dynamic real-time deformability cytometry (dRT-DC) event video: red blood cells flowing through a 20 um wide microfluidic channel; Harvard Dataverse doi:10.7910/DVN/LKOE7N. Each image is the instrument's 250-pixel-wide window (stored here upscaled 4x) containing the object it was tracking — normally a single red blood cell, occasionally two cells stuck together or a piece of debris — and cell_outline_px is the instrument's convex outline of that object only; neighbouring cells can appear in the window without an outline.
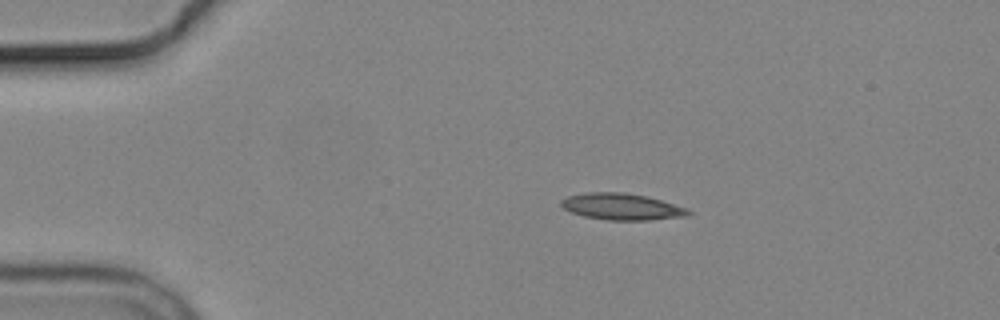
{"species": "common noctule bat (a hibernating species)", "species_latin": "Nyctalus noctula", "temperature_condition": "cold", "stored_images_in_passage": 8, "camera_frame_rate_fps": 3000, "um_per_image_px": 0.085, "animal": {"sex": "male", "body_mass_g": 19.2, "forearm_length_mm": 51.8}, "frame": {"image": 1, "passage_image": 3, "time_ms": 2.333, "image_size_px": [1000, 320], "cell_outline_px": [[692, 212], [688, 216], [648, 220], [608, 220], [584, 216], [572, 212], [564, 208], [560, 204], [560, 200], [568, 196], [584, 192], [624, 192], [648, 196], [688, 208]], "centroid_in_image_um": [52.87, 17.56], "position_along_channel_um": 32.1, "area_um2": 19.77}}
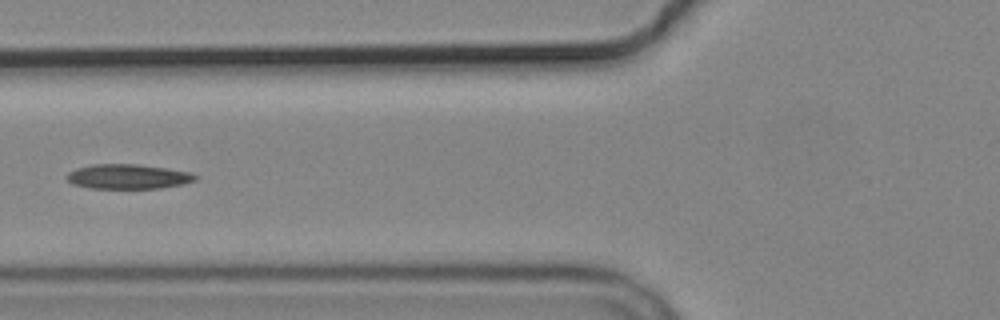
{"frame": {"image": 2, "passage_image": 6, "time_ms": 6.0, "image_size_px": [1000, 320], "cell_outline_px": [[196, 180], [180, 184], [160, 188], [92, 188], [72, 184], [68, 180], [68, 172], [76, 168], [92, 164], [136, 164], [192, 172], [196, 176]], "centroid_in_image_um": [10.86, 15.0], "position_along_channel_um": 114.9, "area_um2": 18.26}}
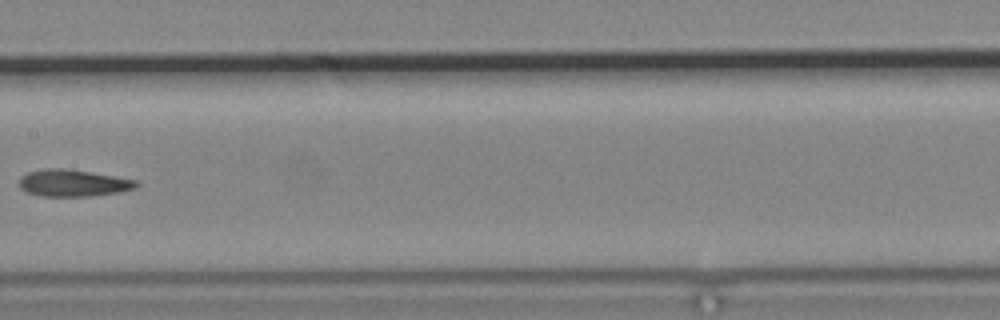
{"frame": {"image": 3, "passage_image": 8, "time_ms": 8.333, "image_size_px": [1000, 320], "cell_outline_px": [[140, 184], [136, 188], [120, 192], [92, 196], [44, 196], [28, 192], [20, 188], [20, 176], [28, 172], [44, 168], [60, 168], [88, 172], [136, 180]], "centroid_in_image_um": [6.21, 15.56], "position_along_channel_um": 201.2, "area_um2": 18.15}}